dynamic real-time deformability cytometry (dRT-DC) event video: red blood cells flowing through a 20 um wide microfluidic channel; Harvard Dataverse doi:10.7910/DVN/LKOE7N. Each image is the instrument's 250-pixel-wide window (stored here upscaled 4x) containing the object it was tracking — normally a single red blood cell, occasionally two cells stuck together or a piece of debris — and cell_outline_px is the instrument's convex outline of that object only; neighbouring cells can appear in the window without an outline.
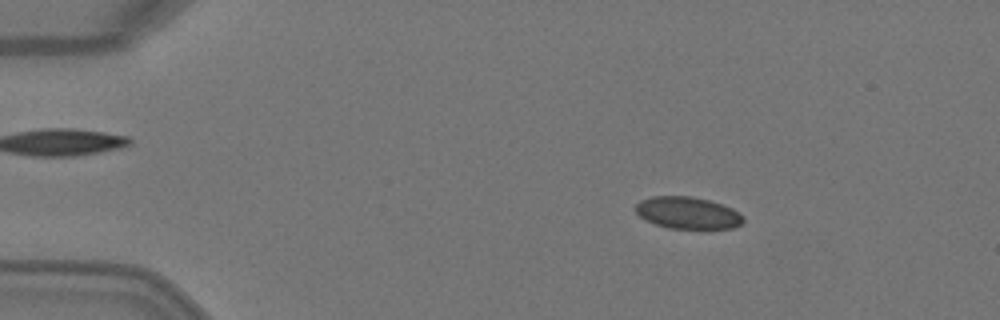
{"species": "Egyptian fruit bat (a non-hibernating species)", "species_latin": "Rousettus aegyptiacus", "temperature_condition": "warm", "stored_images_in_passage": 3, "camera_frame_rate_fps": 3000, "um_per_image_px": 0.085, "animal": {"sex": "female"}, "frame": {"image": 1, "passage_image": 1, "time_ms": 0.0, "image_size_px": [1000, 320], "cell_outline_px": [[744, 220], [740, 224], [732, 228], [668, 228], [656, 224], [640, 216], [636, 212], [636, 204], [640, 200], [652, 196], [692, 196], [708, 200], [732, 208], [740, 212], [744, 216]], "centroid_in_image_um": [58.47, 18.08], "position_along_channel_um": 26.5, "area_um2": 19.88}}
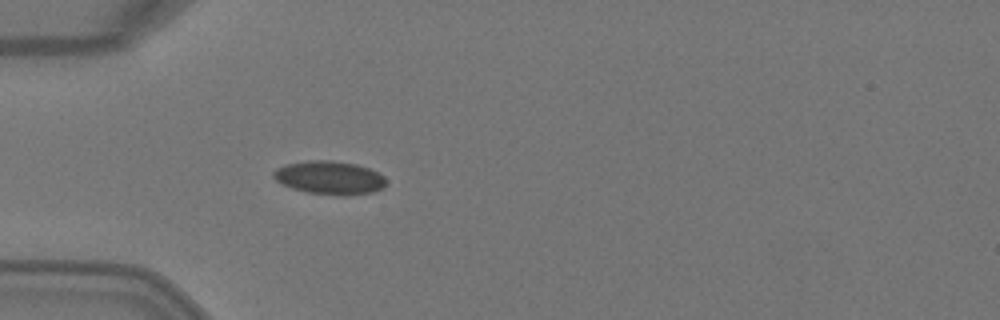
{"frame": {"image": 2, "passage_image": 3, "time_ms": 0.667, "image_size_px": [1000, 320], "cell_outline_px": [[384, 188], [372, 192], [344, 196], [308, 192], [292, 188], [276, 180], [272, 176], [272, 172], [276, 168], [284, 164], [308, 160], [332, 160], [356, 164], [368, 168], [384, 176]], "centroid_in_image_um": [27.98, 15.09], "position_along_channel_um": 57.0, "area_um2": 21.85}}